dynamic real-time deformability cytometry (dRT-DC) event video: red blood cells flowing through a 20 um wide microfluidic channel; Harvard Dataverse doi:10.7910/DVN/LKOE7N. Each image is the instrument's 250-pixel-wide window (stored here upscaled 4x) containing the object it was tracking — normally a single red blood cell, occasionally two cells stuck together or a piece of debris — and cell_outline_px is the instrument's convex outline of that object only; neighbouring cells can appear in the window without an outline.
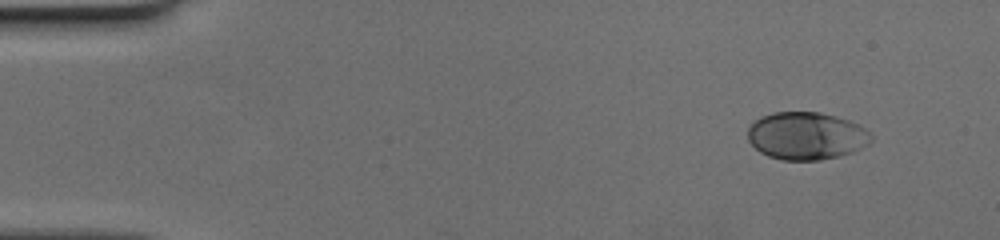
{"species": "human", "species_latin": "Homo sapiens", "temperature_condition": "cold", "stored_images_in_passage": 48, "camera_frame_rate_fps": 3000, "um_per_image_px": 0.085, "donor": {"sex": "female"}, "frame": {"image": 1, "passage_image": 1, "time_ms": 0.0, "image_size_px": [1000, 240], "cell_outline_px": [[872, 140], [868, 144], [852, 152], [840, 156], [820, 160], [780, 160], [768, 156], [760, 152], [748, 140], [748, 128], [760, 116], [772, 112], [820, 112], [836, 116], [848, 120], [864, 128], [872, 136]], "centroid_in_image_um": [68.52, 11.55], "position_along_channel_um": 16.5, "area_um2": 34.22}}
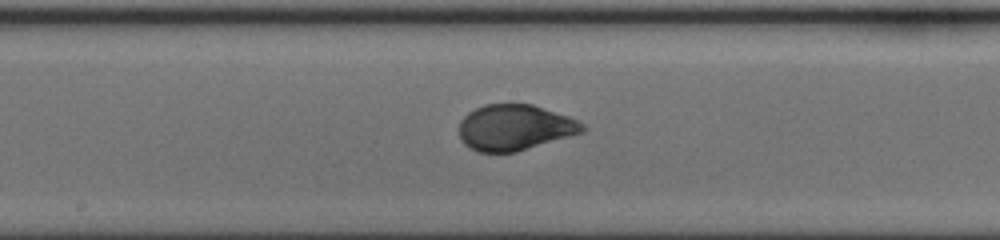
{"frame": {"image": 2, "passage_image": 24, "time_ms": 7.667, "image_size_px": [1000, 240], "cell_outline_px": [[588, 128], [584, 132], [516, 152], [476, 152], [468, 148], [460, 140], [460, 120], [468, 112], [484, 104], [532, 104], [568, 116], [584, 124]], "centroid_in_image_um": [43.74, 10.84], "position_along_channel_um": 204.5, "area_um2": 33.06}}
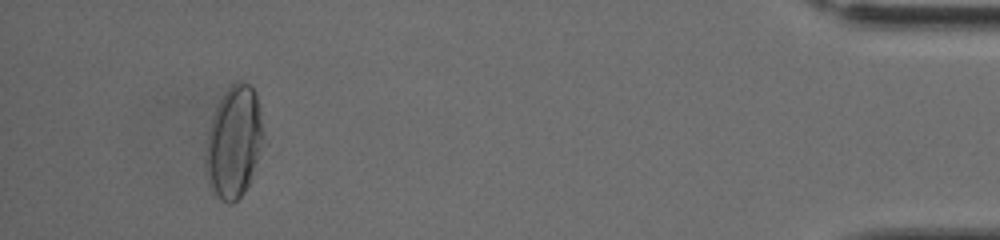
{"frame": {"image": 3, "passage_image": 45, "time_ms": 14.667, "image_size_px": [1000, 240], "cell_outline_px": [[268, 144], [244, 192], [232, 204], [228, 204], [220, 200], [216, 196], [208, 184], [204, 164], [204, 156], [208, 132], [216, 108], [220, 100], [228, 88], [236, 80], [240, 80], [248, 84], [252, 88], [256, 96]], "centroid_in_image_um": [19.93, 12.13], "position_along_channel_um": 415.3, "area_um2": 38.61}}